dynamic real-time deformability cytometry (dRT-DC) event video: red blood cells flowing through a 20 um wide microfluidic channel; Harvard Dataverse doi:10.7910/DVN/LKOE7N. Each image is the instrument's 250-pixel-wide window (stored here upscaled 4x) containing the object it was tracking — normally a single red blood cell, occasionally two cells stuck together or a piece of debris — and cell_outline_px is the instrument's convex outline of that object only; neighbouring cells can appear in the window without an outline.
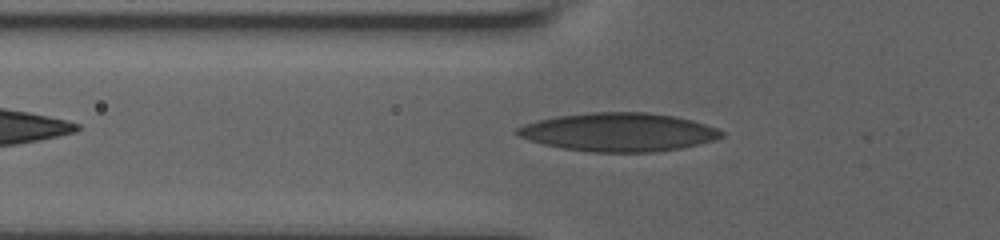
{"species": "human", "species_latin": "Homo sapiens", "temperature_condition": "room temperature", "stored_images_in_passage": 43, "camera_frame_rate_fps": 3000, "um_per_image_px": 0.085, "donor": {"sex": "male"}, "frame": {"image": 1, "passage_image": 8, "time_ms": 2.333, "image_size_px": [1000, 240], "cell_outline_px": [[724, 136], [712, 140], [680, 148], [656, 152], [592, 152], [560, 148], [528, 140], [512, 132], [516, 128], [524, 124], [536, 120], [556, 116], [588, 112], [648, 112], [672, 116], [692, 120], [716, 128], [724, 132]], "centroid_in_image_um": [52.52, 11.23], "position_along_channel_um": 73.3, "area_um2": 45.84}}
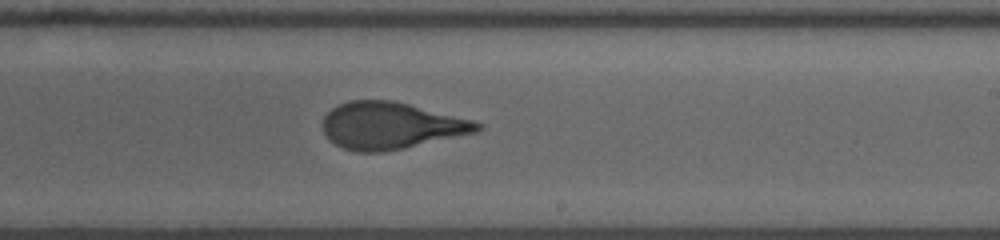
{"frame": {"image": 2, "passage_image": 23, "time_ms": 7.333, "image_size_px": [1000, 240], "cell_outline_px": [[484, 128], [476, 132], [404, 148], [380, 152], [356, 152], [344, 148], [328, 140], [324, 132], [324, 116], [332, 108], [348, 100], [392, 100], [472, 120], [484, 124]], "centroid_in_image_um": [33.21, 10.68], "position_along_channel_um": 255.8, "area_um2": 41.85}}
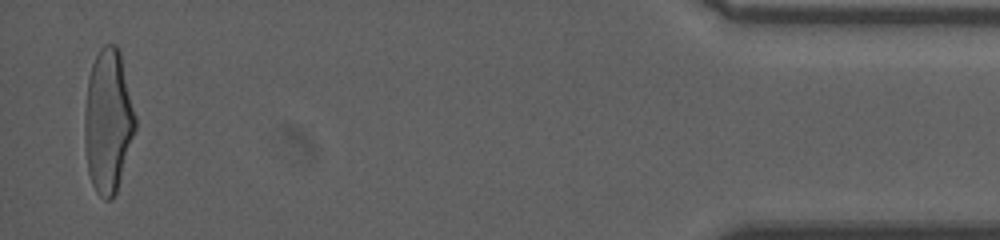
{"frame": {"image": 3, "passage_image": 43, "time_ms": 14.0, "image_size_px": [1000, 240], "cell_outline_px": [[136, 128], [116, 192], [112, 200], [104, 200], [96, 192], [92, 184], [88, 172], [84, 144], [84, 116], [88, 80], [92, 64], [100, 48], [104, 44], [116, 44], [120, 48], [136, 116]], "centroid_in_image_um": [9.18, 10.28], "position_along_channel_um": 426.0, "area_um2": 42.71}, "authors_computed_cell_mechanics": {"area_um2": 42.2518, "velocity_mm_per_s": 3.6658, "shape_relaxation_time_tau1_ms": 4.7729, "shape_relaxation_time_tau2_ms": 0.9258, "deformation_change_tau1": 0.2067, "deformation_change_tau2": 0.089}}